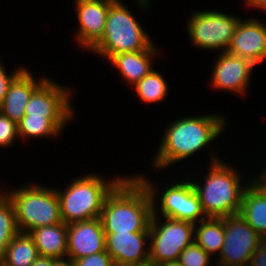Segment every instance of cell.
<instances>
[{
	"label": "cell",
	"mask_w": 266,
	"mask_h": 266,
	"mask_svg": "<svg viewBox=\"0 0 266 266\" xmlns=\"http://www.w3.org/2000/svg\"><path fill=\"white\" fill-rule=\"evenodd\" d=\"M152 208L143 183L134 175L124 176L105 198L99 218L105 233L149 232Z\"/></svg>",
	"instance_id": "1"
},
{
	"label": "cell",
	"mask_w": 266,
	"mask_h": 266,
	"mask_svg": "<svg viewBox=\"0 0 266 266\" xmlns=\"http://www.w3.org/2000/svg\"><path fill=\"white\" fill-rule=\"evenodd\" d=\"M222 116L206 114L174 120L164 131L158 153L151 163L156 169L162 170L190 158L226 129V120Z\"/></svg>",
	"instance_id": "2"
},
{
	"label": "cell",
	"mask_w": 266,
	"mask_h": 266,
	"mask_svg": "<svg viewBox=\"0 0 266 266\" xmlns=\"http://www.w3.org/2000/svg\"><path fill=\"white\" fill-rule=\"evenodd\" d=\"M204 182L191 181L206 217L223 218L238 215L246 186L237 170L212 156ZM201 183V184H200Z\"/></svg>",
	"instance_id": "3"
},
{
	"label": "cell",
	"mask_w": 266,
	"mask_h": 266,
	"mask_svg": "<svg viewBox=\"0 0 266 266\" xmlns=\"http://www.w3.org/2000/svg\"><path fill=\"white\" fill-rule=\"evenodd\" d=\"M124 177L108 178L94 173L77 177L66 189L56 190L65 224L99 218L105 198Z\"/></svg>",
	"instance_id": "4"
},
{
	"label": "cell",
	"mask_w": 266,
	"mask_h": 266,
	"mask_svg": "<svg viewBox=\"0 0 266 266\" xmlns=\"http://www.w3.org/2000/svg\"><path fill=\"white\" fill-rule=\"evenodd\" d=\"M133 15L116 0L109 7L102 38L89 51L109 60L115 54L148 49L153 42Z\"/></svg>",
	"instance_id": "5"
},
{
	"label": "cell",
	"mask_w": 266,
	"mask_h": 266,
	"mask_svg": "<svg viewBox=\"0 0 266 266\" xmlns=\"http://www.w3.org/2000/svg\"><path fill=\"white\" fill-rule=\"evenodd\" d=\"M21 187L4 192L14 206L19 232L63 222L56 188L36 183Z\"/></svg>",
	"instance_id": "6"
},
{
	"label": "cell",
	"mask_w": 266,
	"mask_h": 266,
	"mask_svg": "<svg viewBox=\"0 0 266 266\" xmlns=\"http://www.w3.org/2000/svg\"><path fill=\"white\" fill-rule=\"evenodd\" d=\"M136 177L143 183L148 190L152 204H153V215L162 214V217L188 221L191 223H199L203 219H206L202 205L200 203L198 194L196 193L191 181H176L162 191L160 198V206L157 208L155 201L157 197L156 190L152 182H150L143 175H136ZM144 177V178H143ZM167 188V189H166ZM160 211H157V209ZM158 212V213H157Z\"/></svg>",
	"instance_id": "7"
},
{
	"label": "cell",
	"mask_w": 266,
	"mask_h": 266,
	"mask_svg": "<svg viewBox=\"0 0 266 266\" xmlns=\"http://www.w3.org/2000/svg\"><path fill=\"white\" fill-rule=\"evenodd\" d=\"M152 216L149 233L150 266H156L166 261H177L180 253L194 242L195 224L162 217Z\"/></svg>",
	"instance_id": "8"
},
{
	"label": "cell",
	"mask_w": 266,
	"mask_h": 266,
	"mask_svg": "<svg viewBox=\"0 0 266 266\" xmlns=\"http://www.w3.org/2000/svg\"><path fill=\"white\" fill-rule=\"evenodd\" d=\"M187 23L189 38L201 49L227 52L240 18L216 11L192 13Z\"/></svg>",
	"instance_id": "9"
},
{
	"label": "cell",
	"mask_w": 266,
	"mask_h": 266,
	"mask_svg": "<svg viewBox=\"0 0 266 266\" xmlns=\"http://www.w3.org/2000/svg\"><path fill=\"white\" fill-rule=\"evenodd\" d=\"M223 220L225 239L217 262L226 266H248L252 255L263 242L262 236L239 214L223 217Z\"/></svg>",
	"instance_id": "10"
},
{
	"label": "cell",
	"mask_w": 266,
	"mask_h": 266,
	"mask_svg": "<svg viewBox=\"0 0 266 266\" xmlns=\"http://www.w3.org/2000/svg\"><path fill=\"white\" fill-rule=\"evenodd\" d=\"M49 77L32 93L25 115L44 118H74L71 90Z\"/></svg>",
	"instance_id": "11"
},
{
	"label": "cell",
	"mask_w": 266,
	"mask_h": 266,
	"mask_svg": "<svg viewBox=\"0 0 266 266\" xmlns=\"http://www.w3.org/2000/svg\"><path fill=\"white\" fill-rule=\"evenodd\" d=\"M106 252L117 266H150L149 232L105 233Z\"/></svg>",
	"instance_id": "12"
},
{
	"label": "cell",
	"mask_w": 266,
	"mask_h": 266,
	"mask_svg": "<svg viewBox=\"0 0 266 266\" xmlns=\"http://www.w3.org/2000/svg\"><path fill=\"white\" fill-rule=\"evenodd\" d=\"M116 0H76L79 29L76 41L88 51L102 38L109 7Z\"/></svg>",
	"instance_id": "13"
},
{
	"label": "cell",
	"mask_w": 266,
	"mask_h": 266,
	"mask_svg": "<svg viewBox=\"0 0 266 266\" xmlns=\"http://www.w3.org/2000/svg\"><path fill=\"white\" fill-rule=\"evenodd\" d=\"M213 65L212 86L217 90L246 93L252 70L256 66L251 61L228 52L219 53Z\"/></svg>",
	"instance_id": "14"
},
{
	"label": "cell",
	"mask_w": 266,
	"mask_h": 266,
	"mask_svg": "<svg viewBox=\"0 0 266 266\" xmlns=\"http://www.w3.org/2000/svg\"><path fill=\"white\" fill-rule=\"evenodd\" d=\"M105 240L100 218L68 224L67 257L76 260L106 251Z\"/></svg>",
	"instance_id": "15"
},
{
	"label": "cell",
	"mask_w": 266,
	"mask_h": 266,
	"mask_svg": "<svg viewBox=\"0 0 266 266\" xmlns=\"http://www.w3.org/2000/svg\"><path fill=\"white\" fill-rule=\"evenodd\" d=\"M228 53L254 65L266 59V25L259 20H239Z\"/></svg>",
	"instance_id": "16"
},
{
	"label": "cell",
	"mask_w": 266,
	"mask_h": 266,
	"mask_svg": "<svg viewBox=\"0 0 266 266\" xmlns=\"http://www.w3.org/2000/svg\"><path fill=\"white\" fill-rule=\"evenodd\" d=\"M47 79L35 80L33 74L25 68L10 84L8 92L0 105V112L18 124L25 115V107L32 93Z\"/></svg>",
	"instance_id": "17"
},
{
	"label": "cell",
	"mask_w": 266,
	"mask_h": 266,
	"mask_svg": "<svg viewBox=\"0 0 266 266\" xmlns=\"http://www.w3.org/2000/svg\"><path fill=\"white\" fill-rule=\"evenodd\" d=\"M156 53L159 54L152 44L146 50L115 54L108 61L118 69L125 81L134 86L154 68L152 60Z\"/></svg>",
	"instance_id": "18"
},
{
	"label": "cell",
	"mask_w": 266,
	"mask_h": 266,
	"mask_svg": "<svg viewBox=\"0 0 266 266\" xmlns=\"http://www.w3.org/2000/svg\"><path fill=\"white\" fill-rule=\"evenodd\" d=\"M67 231L68 224L61 222L33 229L29 234L39 256L60 259L67 257Z\"/></svg>",
	"instance_id": "19"
},
{
	"label": "cell",
	"mask_w": 266,
	"mask_h": 266,
	"mask_svg": "<svg viewBox=\"0 0 266 266\" xmlns=\"http://www.w3.org/2000/svg\"><path fill=\"white\" fill-rule=\"evenodd\" d=\"M245 184L239 215L263 236L266 233V193L252 179Z\"/></svg>",
	"instance_id": "20"
},
{
	"label": "cell",
	"mask_w": 266,
	"mask_h": 266,
	"mask_svg": "<svg viewBox=\"0 0 266 266\" xmlns=\"http://www.w3.org/2000/svg\"><path fill=\"white\" fill-rule=\"evenodd\" d=\"M224 239L225 221L223 218L207 217L195 224L194 241L210 256L214 253L220 254Z\"/></svg>",
	"instance_id": "21"
},
{
	"label": "cell",
	"mask_w": 266,
	"mask_h": 266,
	"mask_svg": "<svg viewBox=\"0 0 266 266\" xmlns=\"http://www.w3.org/2000/svg\"><path fill=\"white\" fill-rule=\"evenodd\" d=\"M72 118H44L24 115L18 123L19 138H45L57 136Z\"/></svg>",
	"instance_id": "22"
},
{
	"label": "cell",
	"mask_w": 266,
	"mask_h": 266,
	"mask_svg": "<svg viewBox=\"0 0 266 266\" xmlns=\"http://www.w3.org/2000/svg\"><path fill=\"white\" fill-rule=\"evenodd\" d=\"M38 257L32 236L19 232L8 244L4 258L0 262L5 266H31Z\"/></svg>",
	"instance_id": "23"
},
{
	"label": "cell",
	"mask_w": 266,
	"mask_h": 266,
	"mask_svg": "<svg viewBox=\"0 0 266 266\" xmlns=\"http://www.w3.org/2000/svg\"><path fill=\"white\" fill-rule=\"evenodd\" d=\"M167 83L157 70L152 69L133 87L142 101L146 103H159L168 94L169 86Z\"/></svg>",
	"instance_id": "24"
},
{
	"label": "cell",
	"mask_w": 266,
	"mask_h": 266,
	"mask_svg": "<svg viewBox=\"0 0 266 266\" xmlns=\"http://www.w3.org/2000/svg\"><path fill=\"white\" fill-rule=\"evenodd\" d=\"M18 233L14 206L4 194L0 197V261L4 258L8 244Z\"/></svg>",
	"instance_id": "25"
},
{
	"label": "cell",
	"mask_w": 266,
	"mask_h": 266,
	"mask_svg": "<svg viewBox=\"0 0 266 266\" xmlns=\"http://www.w3.org/2000/svg\"><path fill=\"white\" fill-rule=\"evenodd\" d=\"M211 257L194 241L180 253L178 261L182 266H208Z\"/></svg>",
	"instance_id": "26"
},
{
	"label": "cell",
	"mask_w": 266,
	"mask_h": 266,
	"mask_svg": "<svg viewBox=\"0 0 266 266\" xmlns=\"http://www.w3.org/2000/svg\"><path fill=\"white\" fill-rule=\"evenodd\" d=\"M17 137L19 138L18 124L0 112V147L9 148Z\"/></svg>",
	"instance_id": "27"
},
{
	"label": "cell",
	"mask_w": 266,
	"mask_h": 266,
	"mask_svg": "<svg viewBox=\"0 0 266 266\" xmlns=\"http://www.w3.org/2000/svg\"><path fill=\"white\" fill-rule=\"evenodd\" d=\"M75 266H115L111 256L102 251L74 260Z\"/></svg>",
	"instance_id": "28"
},
{
	"label": "cell",
	"mask_w": 266,
	"mask_h": 266,
	"mask_svg": "<svg viewBox=\"0 0 266 266\" xmlns=\"http://www.w3.org/2000/svg\"><path fill=\"white\" fill-rule=\"evenodd\" d=\"M24 67H19L11 72L10 75L4 68L3 63L0 61V105L3 103L4 97L8 92V88L13 80L24 70Z\"/></svg>",
	"instance_id": "29"
},
{
	"label": "cell",
	"mask_w": 266,
	"mask_h": 266,
	"mask_svg": "<svg viewBox=\"0 0 266 266\" xmlns=\"http://www.w3.org/2000/svg\"><path fill=\"white\" fill-rule=\"evenodd\" d=\"M248 266H266V243L262 242L252 255Z\"/></svg>",
	"instance_id": "30"
},
{
	"label": "cell",
	"mask_w": 266,
	"mask_h": 266,
	"mask_svg": "<svg viewBox=\"0 0 266 266\" xmlns=\"http://www.w3.org/2000/svg\"><path fill=\"white\" fill-rule=\"evenodd\" d=\"M31 266H54V258L39 256Z\"/></svg>",
	"instance_id": "31"
},
{
	"label": "cell",
	"mask_w": 266,
	"mask_h": 266,
	"mask_svg": "<svg viewBox=\"0 0 266 266\" xmlns=\"http://www.w3.org/2000/svg\"><path fill=\"white\" fill-rule=\"evenodd\" d=\"M245 2L250 8H258L266 11V0H245Z\"/></svg>",
	"instance_id": "32"
},
{
	"label": "cell",
	"mask_w": 266,
	"mask_h": 266,
	"mask_svg": "<svg viewBox=\"0 0 266 266\" xmlns=\"http://www.w3.org/2000/svg\"><path fill=\"white\" fill-rule=\"evenodd\" d=\"M258 176L252 180L266 193V176L262 172Z\"/></svg>",
	"instance_id": "33"
},
{
	"label": "cell",
	"mask_w": 266,
	"mask_h": 266,
	"mask_svg": "<svg viewBox=\"0 0 266 266\" xmlns=\"http://www.w3.org/2000/svg\"><path fill=\"white\" fill-rule=\"evenodd\" d=\"M54 266H75V263L74 260L67 257V258L54 259Z\"/></svg>",
	"instance_id": "34"
},
{
	"label": "cell",
	"mask_w": 266,
	"mask_h": 266,
	"mask_svg": "<svg viewBox=\"0 0 266 266\" xmlns=\"http://www.w3.org/2000/svg\"><path fill=\"white\" fill-rule=\"evenodd\" d=\"M156 266H182V265L177 260V261H166V262H162L160 264H157Z\"/></svg>",
	"instance_id": "35"
},
{
	"label": "cell",
	"mask_w": 266,
	"mask_h": 266,
	"mask_svg": "<svg viewBox=\"0 0 266 266\" xmlns=\"http://www.w3.org/2000/svg\"><path fill=\"white\" fill-rule=\"evenodd\" d=\"M137 2L136 3H138L139 5H138V7L139 8H142V10L144 9H147L146 7H147V5H149V3H150V0H136Z\"/></svg>",
	"instance_id": "36"
},
{
	"label": "cell",
	"mask_w": 266,
	"mask_h": 266,
	"mask_svg": "<svg viewBox=\"0 0 266 266\" xmlns=\"http://www.w3.org/2000/svg\"><path fill=\"white\" fill-rule=\"evenodd\" d=\"M263 242L266 243V233L262 236Z\"/></svg>",
	"instance_id": "37"
},
{
	"label": "cell",
	"mask_w": 266,
	"mask_h": 266,
	"mask_svg": "<svg viewBox=\"0 0 266 266\" xmlns=\"http://www.w3.org/2000/svg\"><path fill=\"white\" fill-rule=\"evenodd\" d=\"M261 172L266 176V168H264V170H262Z\"/></svg>",
	"instance_id": "38"
},
{
	"label": "cell",
	"mask_w": 266,
	"mask_h": 266,
	"mask_svg": "<svg viewBox=\"0 0 266 266\" xmlns=\"http://www.w3.org/2000/svg\"><path fill=\"white\" fill-rule=\"evenodd\" d=\"M3 195H4V192L3 191L2 192L0 191V197L3 196Z\"/></svg>",
	"instance_id": "39"
},
{
	"label": "cell",
	"mask_w": 266,
	"mask_h": 266,
	"mask_svg": "<svg viewBox=\"0 0 266 266\" xmlns=\"http://www.w3.org/2000/svg\"><path fill=\"white\" fill-rule=\"evenodd\" d=\"M212 266H214V265H212ZM217 266H226V265H222V264L218 263V265H217Z\"/></svg>",
	"instance_id": "40"
}]
</instances>
